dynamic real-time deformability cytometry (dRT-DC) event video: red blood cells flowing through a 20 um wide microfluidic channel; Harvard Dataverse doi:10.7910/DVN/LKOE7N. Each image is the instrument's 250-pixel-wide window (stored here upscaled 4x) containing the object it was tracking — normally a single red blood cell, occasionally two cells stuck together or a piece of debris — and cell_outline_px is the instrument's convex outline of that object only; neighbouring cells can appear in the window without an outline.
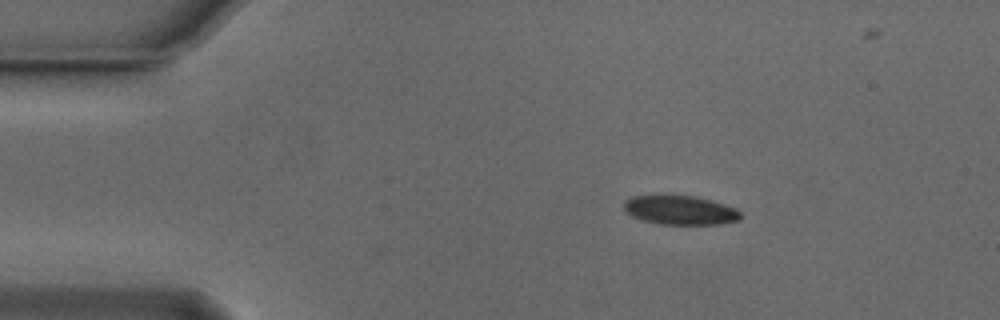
{"species": "Egyptian fruit bat (a non-hibernating species)", "species_latin": "Rousettus aegyptiacus", "temperature_condition": "cold", "stored_images_in_passage": 28, "camera_frame_rate_fps": 3000, "um_per_image_px": 0.085, "animal": {"sex": "male"}, "frame": {"image": 1, "passage_image": 1, "time_ms": 0.0, "image_size_px": [1000, 320], "cell_outline_px": [[744, 216], [740, 220], [720, 224], [660, 224], [640, 220], [632, 216], [624, 208], [624, 200], [632, 196], [696, 196], [724, 204], [736, 208]], "centroid_in_image_um": [57.85, 17.87], "position_along_channel_um": 27.2, "area_um2": 19.77}}
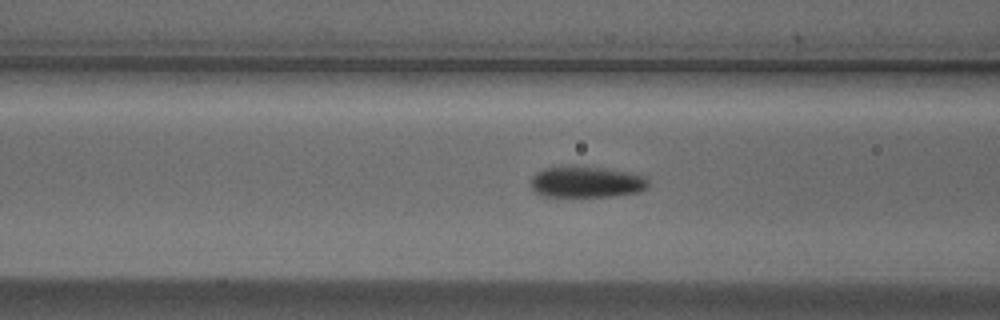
{"frame": {"image": 2, "passage_image": 13, "time_ms": 4.0, "image_size_px": [1000, 320], "cell_outline_px": [[648, 188], [636, 192], [612, 196], [544, 196], [536, 192], [532, 188], [532, 176], [536, 172], [544, 168], [560, 164], [600, 168], [628, 172], [644, 176], [648, 180]], "centroid_in_image_um": [49.8, 15.44], "position_along_channel_um": 116.8, "area_um2": 21.44}}
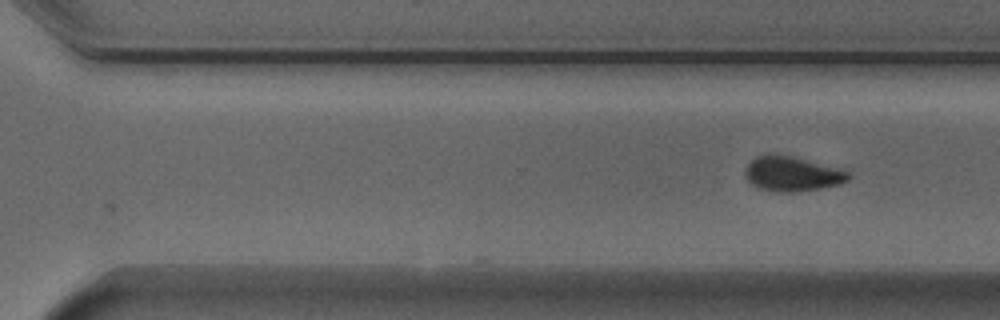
{"frame": {"image": 3, "passage_image": 28, "time_ms": 9.0, "image_size_px": [1000, 320], "cell_outline_px": [[852, 176], [848, 180], [840, 184], [820, 188], [792, 192], [780, 192], [760, 188], [752, 184], [748, 180], [744, 172], [744, 168], [756, 156], [768, 152], [772, 152], [792, 156], [844, 168]], "centroid_in_image_um": [67.35, 14.74], "position_along_channel_um": 303.2, "area_um2": 21.33}}